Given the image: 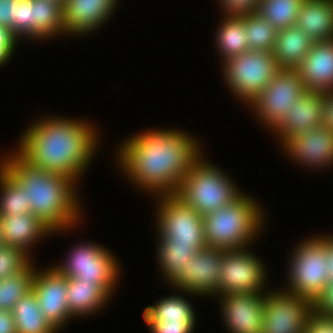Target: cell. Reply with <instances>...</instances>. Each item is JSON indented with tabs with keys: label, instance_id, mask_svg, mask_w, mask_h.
<instances>
[{
	"label": "cell",
	"instance_id": "obj_1",
	"mask_svg": "<svg viewBox=\"0 0 333 333\" xmlns=\"http://www.w3.org/2000/svg\"><path fill=\"white\" fill-rule=\"evenodd\" d=\"M201 146L185 131L149 129L120 143L116 165L146 194H176L190 167L203 155Z\"/></svg>",
	"mask_w": 333,
	"mask_h": 333
},
{
	"label": "cell",
	"instance_id": "obj_2",
	"mask_svg": "<svg viewBox=\"0 0 333 333\" xmlns=\"http://www.w3.org/2000/svg\"><path fill=\"white\" fill-rule=\"evenodd\" d=\"M58 117H41L30 124L16 151L30 164L79 184L96 155L100 133L87 120Z\"/></svg>",
	"mask_w": 333,
	"mask_h": 333
},
{
	"label": "cell",
	"instance_id": "obj_3",
	"mask_svg": "<svg viewBox=\"0 0 333 333\" xmlns=\"http://www.w3.org/2000/svg\"><path fill=\"white\" fill-rule=\"evenodd\" d=\"M0 165L24 189L30 213L47 225L53 234L64 233L82 222L81 199L76 189L79 185L75 181L30 164L16 150L1 158Z\"/></svg>",
	"mask_w": 333,
	"mask_h": 333
},
{
	"label": "cell",
	"instance_id": "obj_4",
	"mask_svg": "<svg viewBox=\"0 0 333 333\" xmlns=\"http://www.w3.org/2000/svg\"><path fill=\"white\" fill-rule=\"evenodd\" d=\"M251 197L242 193L235 201L203 217L207 247L230 250L254 244L261 230L264 231L267 215L263 206Z\"/></svg>",
	"mask_w": 333,
	"mask_h": 333
},
{
	"label": "cell",
	"instance_id": "obj_5",
	"mask_svg": "<svg viewBox=\"0 0 333 333\" xmlns=\"http://www.w3.org/2000/svg\"><path fill=\"white\" fill-rule=\"evenodd\" d=\"M203 157L190 167L176 195L204 217L235 201L243 192L228 174Z\"/></svg>",
	"mask_w": 333,
	"mask_h": 333
},
{
	"label": "cell",
	"instance_id": "obj_6",
	"mask_svg": "<svg viewBox=\"0 0 333 333\" xmlns=\"http://www.w3.org/2000/svg\"><path fill=\"white\" fill-rule=\"evenodd\" d=\"M298 244L289 257L283 289L315 302L330 281L325 238L314 235Z\"/></svg>",
	"mask_w": 333,
	"mask_h": 333
},
{
	"label": "cell",
	"instance_id": "obj_7",
	"mask_svg": "<svg viewBox=\"0 0 333 333\" xmlns=\"http://www.w3.org/2000/svg\"><path fill=\"white\" fill-rule=\"evenodd\" d=\"M220 64L229 91L247 106L264 90L279 70L272 51L249 50Z\"/></svg>",
	"mask_w": 333,
	"mask_h": 333
},
{
	"label": "cell",
	"instance_id": "obj_8",
	"mask_svg": "<svg viewBox=\"0 0 333 333\" xmlns=\"http://www.w3.org/2000/svg\"><path fill=\"white\" fill-rule=\"evenodd\" d=\"M68 251L66 259L53 266L66 277L98 282L112 296L121 278V268L114 254L104 245L91 241L76 244Z\"/></svg>",
	"mask_w": 333,
	"mask_h": 333
},
{
	"label": "cell",
	"instance_id": "obj_9",
	"mask_svg": "<svg viewBox=\"0 0 333 333\" xmlns=\"http://www.w3.org/2000/svg\"><path fill=\"white\" fill-rule=\"evenodd\" d=\"M155 199L157 234L174 245L196 246L199 250L207 247L200 213L176 194L159 195Z\"/></svg>",
	"mask_w": 333,
	"mask_h": 333
},
{
	"label": "cell",
	"instance_id": "obj_10",
	"mask_svg": "<svg viewBox=\"0 0 333 333\" xmlns=\"http://www.w3.org/2000/svg\"><path fill=\"white\" fill-rule=\"evenodd\" d=\"M304 91L298 69H279L248 109H252L260 125L272 130Z\"/></svg>",
	"mask_w": 333,
	"mask_h": 333
},
{
	"label": "cell",
	"instance_id": "obj_11",
	"mask_svg": "<svg viewBox=\"0 0 333 333\" xmlns=\"http://www.w3.org/2000/svg\"><path fill=\"white\" fill-rule=\"evenodd\" d=\"M250 250L246 247L223 252L219 296L267 291L266 266Z\"/></svg>",
	"mask_w": 333,
	"mask_h": 333
},
{
	"label": "cell",
	"instance_id": "obj_12",
	"mask_svg": "<svg viewBox=\"0 0 333 333\" xmlns=\"http://www.w3.org/2000/svg\"><path fill=\"white\" fill-rule=\"evenodd\" d=\"M279 290L268 289L265 294L261 333H304L314 302L284 289Z\"/></svg>",
	"mask_w": 333,
	"mask_h": 333
},
{
	"label": "cell",
	"instance_id": "obj_13",
	"mask_svg": "<svg viewBox=\"0 0 333 333\" xmlns=\"http://www.w3.org/2000/svg\"><path fill=\"white\" fill-rule=\"evenodd\" d=\"M225 250L206 247L198 251L169 285L178 289V292L180 290L183 296L190 294L202 298L211 295L216 297L219 295V278Z\"/></svg>",
	"mask_w": 333,
	"mask_h": 333
},
{
	"label": "cell",
	"instance_id": "obj_14",
	"mask_svg": "<svg viewBox=\"0 0 333 333\" xmlns=\"http://www.w3.org/2000/svg\"><path fill=\"white\" fill-rule=\"evenodd\" d=\"M43 270L35 268L31 290L35 293L39 309L59 332L73 318L67 304V277L54 266Z\"/></svg>",
	"mask_w": 333,
	"mask_h": 333
},
{
	"label": "cell",
	"instance_id": "obj_15",
	"mask_svg": "<svg viewBox=\"0 0 333 333\" xmlns=\"http://www.w3.org/2000/svg\"><path fill=\"white\" fill-rule=\"evenodd\" d=\"M288 158L319 170L333 165V131L318 127L286 138L280 144Z\"/></svg>",
	"mask_w": 333,
	"mask_h": 333
},
{
	"label": "cell",
	"instance_id": "obj_16",
	"mask_svg": "<svg viewBox=\"0 0 333 333\" xmlns=\"http://www.w3.org/2000/svg\"><path fill=\"white\" fill-rule=\"evenodd\" d=\"M266 292L217 296L229 333H261Z\"/></svg>",
	"mask_w": 333,
	"mask_h": 333
},
{
	"label": "cell",
	"instance_id": "obj_17",
	"mask_svg": "<svg viewBox=\"0 0 333 333\" xmlns=\"http://www.w3.org/2000/svg\"><path fill=\"white\" fill-rule=\"evenodd\" d=\"M119 0H66L63 5L65 34L87 35L111 18Z\"/></svg>",
	"mask_w": 333,
	"mask_h": 333
},
{
	"label": "cell",
	"instance_id": "obj_18",
	"mask_svg": "<svg viewBox=\"0 0 333 333\" xmlns=\"http://www.w3.org/2000/svg\"><path fill=\"white\" fill-rule=\"evenodd\" d=\"M322 105L323 92L305 90L271 130L272 134L281 144L288 137L322 126Z\"/></svg>",
	"mask_w": 333,
	"mask_h": 333
},
{
	"label": "cell",
	"instance_id": "obj_19",
	"mask_svg": "<svg viewBox=\"0 0 333 333\" xmlns=\"http://www.w3.org/2000/svg\"><path fill=\"white\" fill-rule=\"evenodd\" d=\"M298 71L305 90H333V40L314 42Z\"/></svg>",
	"mask_w": 333,
	"mask_h": 333
},
{
	"label": "cell",
	"instance_id": "obj_20",
	"mask_svg": "<svg viewBox=\"0 0 333 333\" xmlns=\"http://www.w3.org/2000/svg\"><path fill=\"white\" fill-rule=\"evenodd\" d=\"M0 222L3 243L22 249L30 257L34 244L53 235V231L32 213L0 216Z\"/></svg>",
	"mask_w": 333,
	"mask_h": 333
},
{
	"label": "cell",
	"instance_id": "obj_21",
	"mask_svg": "<svg viewBox=\"0 0 333 333\" xmlns=\"http://www.w3.org/2000/svg\"><path fill=\"white\" fill-rule=\"evenodd\" d=\"M66 297L71 316L79 318L104 309L112 296L96 281L87 282L67 277Z\"/></svg>",
	"mask_w": 333,
	"mask_h": 333
},
{
	"label": "cell",
	"instance_id": "obj_22",
	"mask_svg": "<svg viewBox=\"0 0 333 333\" xmlns=\"http://www.w3.org/2000/svg\"><path fill=\"white\" fill-rule=\"evenodd\" d=\"M295 26L314 42L333 40V0H303Z\"/></svg>",
	"mask_w": 333,
	"mask_h": 333
},
{
	"label": "cell",
	"instance_id": "obj_23",
	"mask_svg": "<svg viewBox=\"0 0 333 333\" xmlns=\"http://www.w3.org/2000/svg\"><path fill=\"white\" fill-rule=\"evenodd\" d=\"M313 44L306 32L296 26L278 30L273 53L279 69H298Z\"/></svg>",
	"mask_w": 333,
	"mask_h": 333
},
{
	"label": "cell",
	"instance_id": "obj_24",
	"mask_svg": "<svg viewBox=\"0 0 333 333\" xmlns=\"http://www.w3.org/2000/svg\"><path fill=\"white\" fill-rule=\"evenodd\" d=\"M215 33L221 62L249 51L245 21L240 16L222 17Z\"/></svg>",
	"mask_w": 333,
	"mask_h": 333
},
{
	"label": "cell",
	"instance_id": "obj_25",
	"mask_svg": "<svg viewBox=\"0 0 333 333\" xmlns=\"http://www.w3.org/2000/svg\"><path fill=\"white\" fill-rule=\"evenodd\" d=\"M33 39L48 40L65 35L63 5L55 0H33ZM54 36V37H53Z\"/></svg>",
	"mask_w": 333,
	"mask_h": 333
},
{
	"label": "cell",
	"instance_id": "obj_26",
	"mask_svg": "<svg viewBox=\"0 0 333 333\" xmlns=\"http://www.w3.org/2000/svg\"><path fill=\"white\" fill-rule=\"evenodd\" d=\"M16 333H58L39 309L35 293L31 290L13 307Z\"/></svg>",
	"mask_w": 333,
	"mask_h": 333
},
{
	"label": "cell",
	"instance_id": "obj_27",
	"mask_svg": "<svg viewBox=\"0 0 333 333\" xmlns=\"http://www.w3.org/2000/svg\"><path fill=\"white\" fill-rule=\"evenodd\" d=\"M189 298L181 295H167L156 301L155 305L144 309V321L196 322V312Z\"/></svg>",
	"mask_w": 333,
	"mask_h": 333
},
{
	"label": "cell",
	"instance_id": "obj_28",
	"mask_svg": "<svg viewBox=\"0 0 333 333\" xmlns=\"http://www.w3.org/2000/svg\"><path fill=\"white\" fill-rule=\"evenodd\" d=\"M157 259L162 276L167 285H169L183 270L198 251L196 246L174 245L167 241L164 237L157 235Z\"/></svg>",
	"mask_w": 333,
	"mask_h": 333
},
{
	"label": "cell",
	"instance_id": "obj_29",
	"mask_svg": "<svg viewBox=\"0 0 333 333\" xmlns=\"http://www.w3.org/2000/svg\"><path fill=\"white\" fill-rule=\"evenodd\" d=\"M0 216L30 213L22 186L0 165Z\"/></svg>",
	"mask_w": 333,
	"mask_h": 333
},
{
	"label": "cell",
	"instance_id": "obj_30",
	"mask_svg": "<svg viewBox=\"0 0 333 333\" xmlns=\"http://www.w3.org/2000/svg\"><path fill=\"white\" fill-rule=\"evenodd\" d=\"M31 263L19 273L0 280V311L12 312L14 305L32 289L36 266Z\"/></svg>",
	"mask_w": 333,
	"mask_h": 333
},
{
	"label": "cell",
	"instance_id": "obj_31",
	"mask_svg": "<svg viewBox=\"0 0 333 333\" xmlns=\"http://www.w3.org/2000/svg\"><path fill=\"white\" fill-rule=\"evenodd\" d=\"M240 17L245 21L249 50L273 52L278 30L257 12Z\"/></svg>",
	"mask_w": 333,
	"mask_h": 333
},
{
	"label": "cell",
	"instance_id": "obj_32",
	"mask_svg": "<svg viewBox=\"0 0 333 333\" xmlns=\"http://www.w3.org/2000/svg\"><path fill=\"white\" fill-rule=\"evenodd\" d=\"M303 0H261L258 12L277 30L293 27L296 24Z\"/></svg>",
	"mask_w": 333,
	"mask_h": 333
},
{
	"label": "cell",
	"instance_id": "obj_33",
	"mask_svg": "<svg viewBox=\"0 0 333 333\" xmlns=\"http://www.w3.org/2000/svg\"><path fill=\"white\" fill-rule=\"evenodd\" d=\"M32 262L31 258L22 249L11 245L0 246V280L19 273L26 269Z\"/></svg>",
	"mask_w": 333,
	"mask_h": 333
},
{
	"label": "cell",
	"instance_id": "obj_34",
	"mask_svg": "<svg viewBox=\"0 0 333 333\" xmlns=\"http://www.w3.org/2000/svg\"><path fill=\"white\" fill-rule=\"evenodd\" d=\"M33 0H20L16 4L15 36L21 41L33 39Z\"/></svg>",
	"mask_w": 333,
	"mask_h": 333
},
{
	"label": "cell",
	"instance_id": "obj_35",
	"mask_svg": "<svg viewBox=\"0 0 333 333\" xmlns=\"http://www.w3.org/2000/svg\"><path fill=\"white\" fill-rule=\"evenodd\" d=\"M224 17L243 16L256 13L261 0H218Z\"/></svg>",
	"mask_w": 333,
	"mask_h": 333
},
{
	"label": "cell",
	"instance_id": "obj_36",
	"mask_svg": "<svg viewBox=\"0 0 333 333\" xmlns=\"http://www.w3.org/2000/svg\"><path fill=\"white\" fill-rule=\"evenodd\" d=\"M150 333H193L195 322L145 321Z\"/></svg>",
	"mask_w": 333,
	"mask_h": 333
},
{
	"label": "cell",
	"instance_id": "obj_37",
	"mask_svg": "<svg viewBox=\"0 0 333 333\" xmlns=\"http://www.w3.org/2000/svg\"><path fill=\"white\" fill-rule=\"evenodd\" d=\"M18 40L10 29L0 26V67L12 58Z\"/></svg>",
	"mask_w": 333,
	"mask_h": 333
},
{
	"label": "cell",
	"instance_id": "obj_38",
	"mask_svg": "<svg viewBox=\"0 0 333 333\" xmlns=\"http://www.w3.org/2000/svg\"><path fill=\"white\" fill-rule=\"evenodd\" d=\"M304 333H333V316L313 310L307 320Z\"/></svg>",
	"mask_w": 333,
	"mask_h": 333
},
{
	"label": "cell",
	"instance_id": "obj_39",
	"mask_svg": "<svg viewBox=\"0 0 333 333\" xmlns=\"http://www.w3.org/2000/svg\"><path fill=\"white\" fill-rule=\"evenodd\" d=\"M20 0H0V26L6 27L15 35L16 4Z\"/></svg>",
	"mask_w": 333,
	"mask_h": 333
},
{
	"label": "cell",
	"instance_id": "obj_40",
	"mask_svg": "<svg viewBox=\"0 0 333 333\" xmlns=\"http://www.w3.org/2000/svg\"><path fill=\"white\" fill-rule=\"evenodd\" d=\"M314 310L327 316H333V281L330 280L322 294L314 302Z\"/></svg>",
	"mask_w": 333,
	"mask_h": 333
},
{
	"label": "cell",
	"instance_id": "obj_41",
	"mask_svg": "<svg viewBox=\"0 0 333 333\" xmlns=\"http://www.w3.org/2000/svg\"><path fill=\"white\" fill-rule=\"evenodd\" d=\"M322 127L333 131V90L323 92Z\"/></svg>",
	"mask_w": 333,
	"mask_h": 333
},
{
	"label": "cell",
	"instance_id": "obj_42",
	"mask_svg": "<svg viewBox=\"0 0 333 333\" xmlns=\"http://www.w3.org/2000/svg\"><path fill=\"white\" fill-rule=\"evenodd\" d=\"M0 333H16L12 312L0 311Z\"/></svg>",
	"mask_w": 333,
	"mask_h": 333
},
{
	"label": "cell",
	"instance_id": "obj_43",
	"mask_svg": "<svg viewBox=\"0 0 333 333\" xmlns=\"http://www.w3.org/2000/svg\"><path fill=\"white\" fill-rule=\"evenodd\" d=\"M325 249L328 257L329 278L333 281V236L325 234Z\"/></svg>",
	"mask_w": 333,
	"mask_h": 333
},
{
	"label": "cell",
	"instance_id": "obj_44",
	"mask_svg": "<svg viewBox=\"0 0 333 333\" xmlns=\"http://www.w3.org/2000/svg\"><path fill=\"white\" fill-rule=\"evenodd\" d=\"M3 243V238H2V233H1V222H0V246H2Z\"/></svg>",
	"mask_w": 333,
	"mask_h": 333
},
{
	"label": "cell",
	"instance_id": "obj_45",
	"mask_svg": "<svg viewBox=\"0 0 333 333\" xmlns=\"http://www.w3.org/2000/svg\"><path fill=\"white\" fill-rule=\"evenodd\" d=\"M55 1H57L58 3L64 5V3H65L66 0H55Z\"/></svg>",
	"mask_w": 333,
	"mask_h": 333
}]
</instances>
